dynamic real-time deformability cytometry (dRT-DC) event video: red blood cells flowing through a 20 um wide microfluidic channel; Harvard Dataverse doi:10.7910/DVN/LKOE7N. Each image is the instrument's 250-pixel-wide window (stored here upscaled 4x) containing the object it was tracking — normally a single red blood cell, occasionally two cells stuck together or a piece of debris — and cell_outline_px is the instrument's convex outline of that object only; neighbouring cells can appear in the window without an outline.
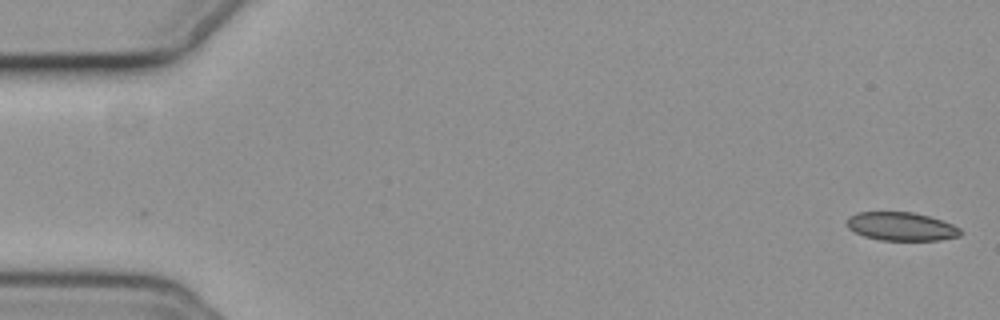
{"species": "common noctule bat (a hibernating species)", "species_latin": "Nyctalus noctula", "temperature_condition": "cold", "stored_images_in_passage": 7, "camera_frame_rate_fps": 3000, "um_per_image_px": 0.085, "animal": {"sex": "female", "body_mass_g": 19.3, "forearm_length_mm": 54.1}, "frame": {"image": 1, "passage_image": 1, "time_ms": 0.0, "image_size_px": [1000, 320], "cell_outline_px": [[960, 236], [940, 240], [880, 240], [864, 236], [848, 228], [848, 216], [856, 212], [912, 212], [928, 216], [952, 224], [960, 228]], "centroid_in_image_um": [76.6, 19.25], "position_along_channel_um": 8.4, "area_um2": 18.67}}